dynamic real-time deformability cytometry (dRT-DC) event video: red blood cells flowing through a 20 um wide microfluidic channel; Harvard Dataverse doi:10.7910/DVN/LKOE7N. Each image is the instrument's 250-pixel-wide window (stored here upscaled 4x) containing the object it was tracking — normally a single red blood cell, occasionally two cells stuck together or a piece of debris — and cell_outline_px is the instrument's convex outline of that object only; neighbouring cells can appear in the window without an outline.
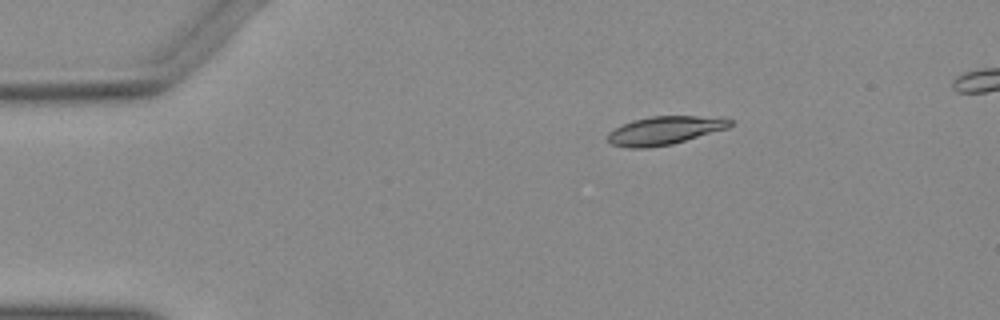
{"species": "Egyptian fruit bat (a non-hibernating species)", "species_latin": "Rousettus aegyptiacus", "temperature_condition": "warm", "stored_images_in_passage": 44, "camera_frame_rate_fps": 3000, "um_per_image_px": 0.085, "animal": {"sex": "female"}, "frame": {"image": 1, "passage_image": 1, "time_ms": 0.0, "image_size_px": [1000, 320], "cell_outline_px": [[732, 124], [728, 128], [672, 144], [648, 148], [628, 148], [612, 144], [608, 140], [608, 132], [632, 120], [652, 116], [724, 116], [732, 120]], "centroid_in_image_um": [56.55, 11.08], "position_along_channel_um": 28.5, "area_um2": 20.29}}
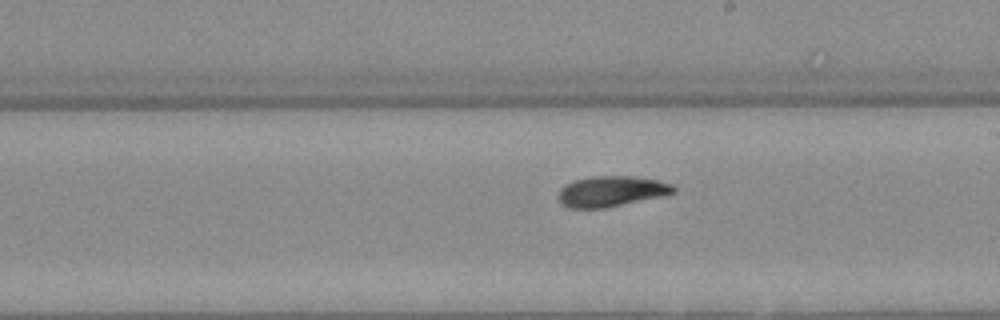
{"frame": {"image": 2, "passage_image": 22, "time_ms": 7.0, "image_size_px": [1000, 320], "cell_outline_px": [[676, 192], [664, 196], [604, 208], [568, 208], [560, 200], [560, 188], [564, 184], [572, 180], [592, 176], [632, 176], [660, 180], [672, 184], [676, 188]], "centroid_in_image_um": [52.0, 16.25], "position_along_channel_um": 237.0, "area_um2": 20.63}}
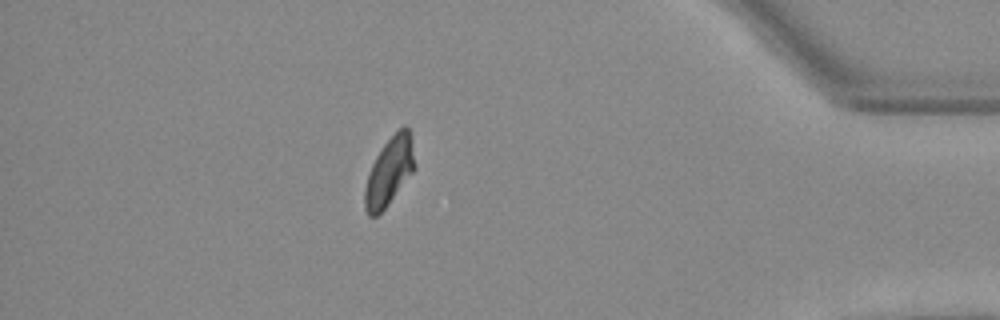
{"frame": {"image": 3, "passage_image": 38, "time_ms": 12.333, "image_size_px": [1000, 320], "cell_outline_px": [[416, 168], [384, 208], [376, 216], [368, 216], [364, 208], [364, 188], [368, 172], [376, 156], [384, 144], [404, 124], [408, 128], [416, 164]], "centroid_in_image_um": [33.07, 14.59], "position_along_channel_um": 402.1, "area_um2": 19.54}}